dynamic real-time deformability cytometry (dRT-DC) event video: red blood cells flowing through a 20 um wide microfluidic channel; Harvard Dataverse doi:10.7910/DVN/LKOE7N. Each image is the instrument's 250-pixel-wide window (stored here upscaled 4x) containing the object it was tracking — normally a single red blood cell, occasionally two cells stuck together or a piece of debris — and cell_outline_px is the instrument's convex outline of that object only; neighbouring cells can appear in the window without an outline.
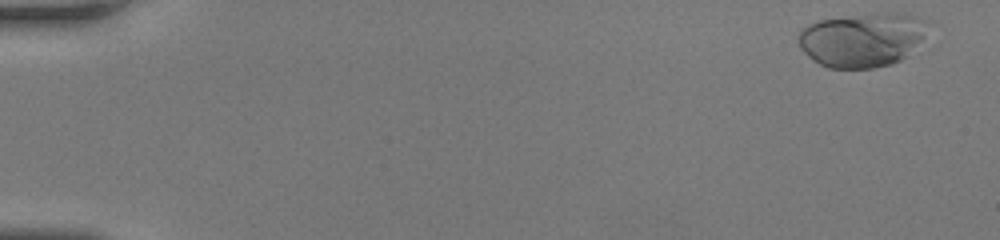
{"species": "human", "species_latin": "Homo sapiens", "temperature_condition": "room temperature", "stored_images_in_passage": 47, "camera_frame_rate_fps": 3000, "um_per_image_px": 0.085, "donor": {"sex": "female"}, "frame": {"image": 1, "passage_image": 1, "time_ms": 0.0, "image_size_px": [1000, 240], "cell_outline_px": [[924, 36], [908, 56], [892, 64], [872, 68], [828, 68], [820, 64], [808, 56], [800, 48], [796, 40], [800, 32], [808, 24], [820, 20], [880, 12], [904, 12], [924, 20]], "centroid_in_image_um": [73.26, 3.38], "position_along_channel_um": 11.7, "area_um2": 40.81}}
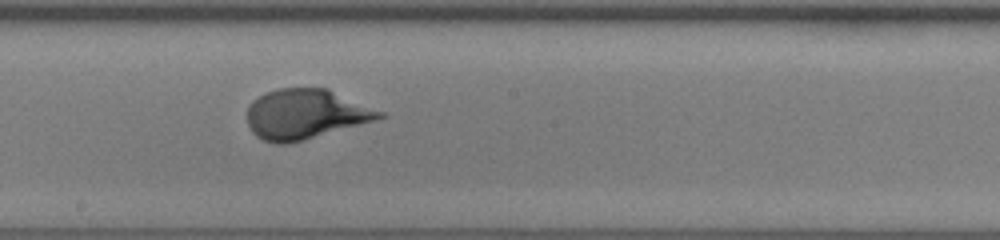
{"frame": {"image": 2, "passage_image": 27, "time_ms": 8.667, "image_size_px": [1000, 240], "cell_outline_px": [[388, 116], [376, 120], [304, 140], [288, 144], [276, 144], [264, 140], [256, 136], [252, 132], [248, 124], [248, 104], [252, 100], [268, 92], [280, 88], [328, 88], [384, 112]], "centroid_in_image_um": [25.98, 9.71], "position_along_channel_um": 222.2, "area_um2": 38.49}}
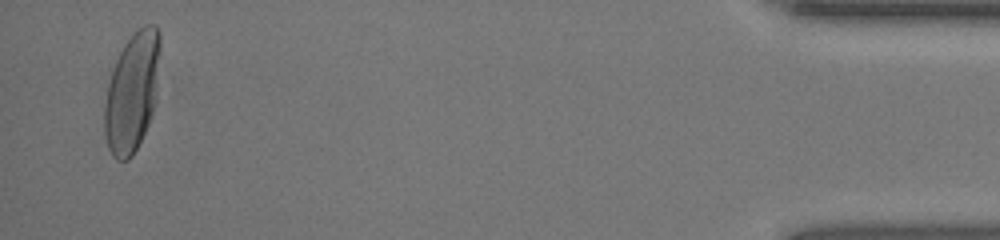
{"frame": {"image": 3, "passage_image": 46, "time_ms": 15.0, "image_size_px": [1000, 240], "cell_outline_px": [[160, 52], [152, 112], [148, 124], [132, 156], [128, 160], [116, 160], [112, 156], [108, 148], [104, 132], [104, 104], [108, 84], [112, 68], [124, 44], [132, 32], [136, 28], [144, 24], [156, 24], [160, 32]], "centroid_in_image_um": [11.2, 7.78], "position_along_channel_um": 424.0, "area_um2": 38.55}}